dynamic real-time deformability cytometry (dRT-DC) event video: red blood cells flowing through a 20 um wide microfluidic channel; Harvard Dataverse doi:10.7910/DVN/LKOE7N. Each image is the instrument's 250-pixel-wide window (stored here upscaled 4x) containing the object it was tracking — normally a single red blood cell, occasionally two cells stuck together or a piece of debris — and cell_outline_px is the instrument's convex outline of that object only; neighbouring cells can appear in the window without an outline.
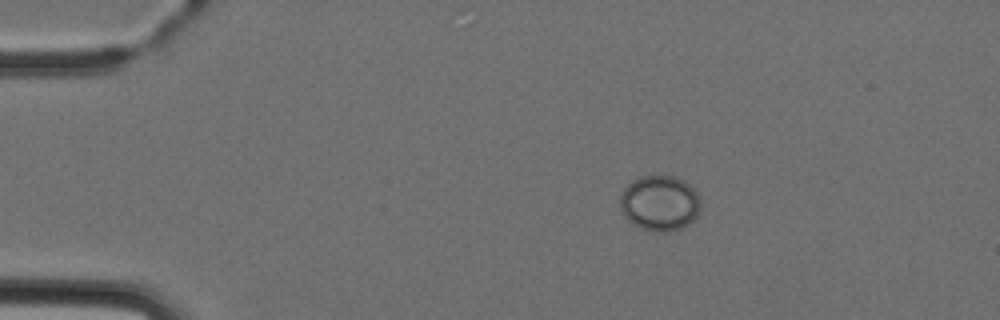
{"species": "Egyptian fruit bat (a non-hibernating species)", "species_latin": "Rousettus aegyptiacus", "temperature_condition": "cold", "stored_images_in_passage": 6, "camera_frame_rate_fps": 3000, "um_per_image_px": 0.085, "animal": {"sex": "female"}, "frame": {"image": 1, "passage_image": 2, "time_ms": 1.333, "image_size_px": [1000, 320], "cell_outline_px": [[700, 208], [696, 216], [688, 224], [680, 228], [668, 232], [656, 232], [640, 228], [632, 224], [624, 216], [620, 208], [620, 192], [632, 180], [640, 176], [676, 176], [684, 180], [700, 196]], "centroid_in_image_um": [56.05, 17.26], "position_along_channel_um": 28.9, "area_um2": 26.24}}
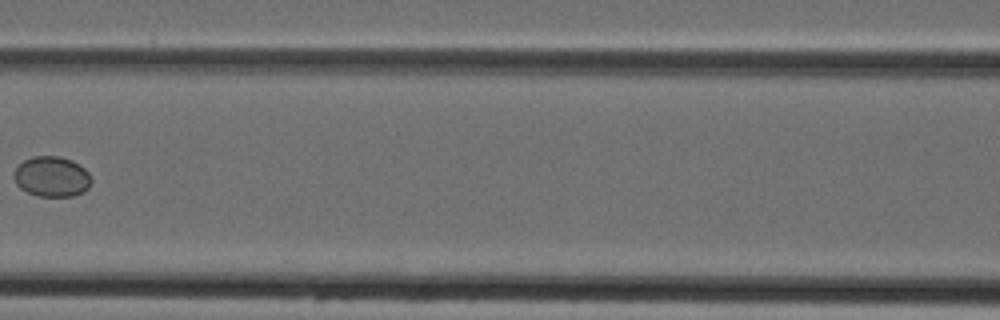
{"frame": {"image": 2, "passage_image": 5, "time_ms": 6.0, "image_size_px": [1000, 320], "cell_outline_px": [[92, 180], [88, 188], [84, 192], [72, 196], [36, 196], [20, 188], [16, 184], [12, 176], [16, 168], [24, 160], [32, 156], [60, 156], [72, 160], [80, 164], [88, 172]], "centroid_in_image_um": [4.4, 15.01], "position_along_channel_um": 162.2, "area_um2": 18.38}}
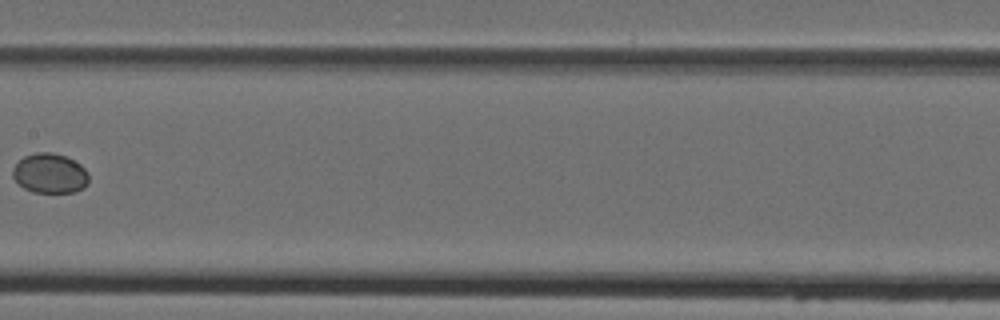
{"frame": {"image": 3, "passage_image": 6, "time_ms": 7.0, "image_size_px": [1000, 320], "cell_outline_px": [[88, 184], [84, 188], [76, 192], [32, 192], [24, 188], [12, 176], [12, 168], [24, 156], [36, 152], [52, 152], [68, 156], [80, 164], [88, 172]], "centroid_in_image_um": [4.26, 14.73], "position_along_channel_um": 203.1, "area_um2": 17.8}}